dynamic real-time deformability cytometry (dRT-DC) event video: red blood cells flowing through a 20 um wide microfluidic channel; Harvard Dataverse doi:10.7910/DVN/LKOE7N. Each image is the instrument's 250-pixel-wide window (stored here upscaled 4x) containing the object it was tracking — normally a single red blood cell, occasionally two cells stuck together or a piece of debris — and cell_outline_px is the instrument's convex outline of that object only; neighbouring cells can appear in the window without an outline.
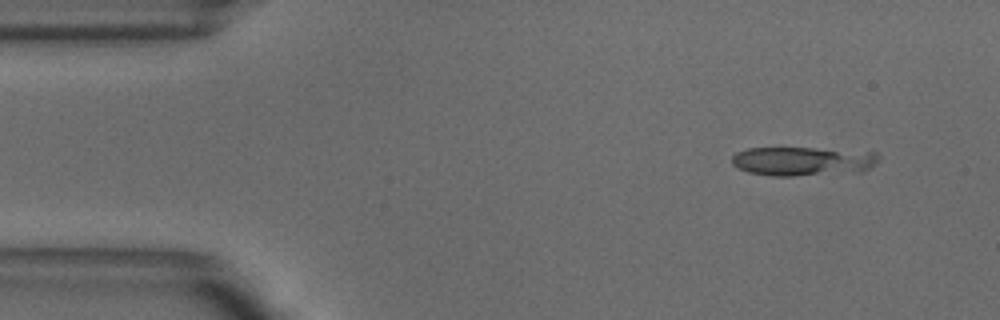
{"species": "common noctule bat (a hibernating species)", "species_latin": "Nyctalus noctula", "temperature_condition": "warm", "stored_images_in_passage": 7, "camera_frame_rate_fps": 3000, "um_per_image_px": 0.085, "animal": {"sex": "male", "body_mass_g": 18.8}, "frame": {"image": 1, "passage_image": 1, "time_ms": 0.0, "image_size_px": [1000, 320], "cell_outline_px": [[880, 156], [876, 164], [864, 172], [792, 176], [772, 176], [748, 172], [732, 164], [732, 156], [736, 152], [748, 148], [812, 148], [876, 152]], "centroid_in_image_um": [68.28, 13.71], "position_along_channel_um": 16.7, "area_um2": 25.03}}